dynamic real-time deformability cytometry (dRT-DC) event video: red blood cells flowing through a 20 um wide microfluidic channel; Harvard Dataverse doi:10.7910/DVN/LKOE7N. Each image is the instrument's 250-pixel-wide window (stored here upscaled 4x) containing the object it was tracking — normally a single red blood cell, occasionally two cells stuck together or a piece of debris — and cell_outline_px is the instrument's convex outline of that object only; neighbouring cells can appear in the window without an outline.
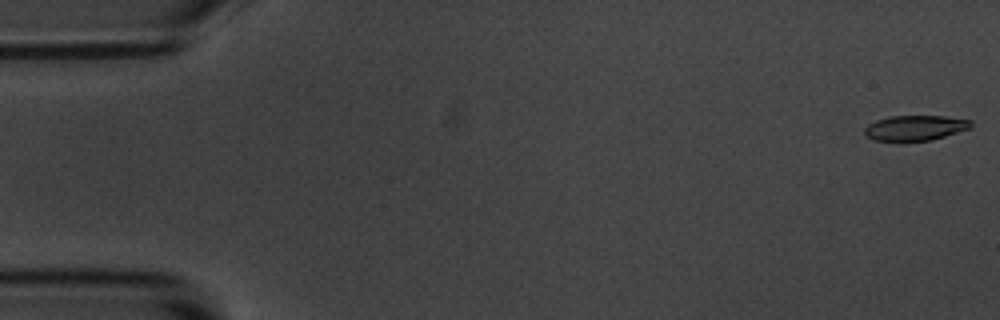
{"species": "common noctule bat (a hibernating species)", "species_latin": "Nyctalus noctula", "temperature_condition": "room temperature", "stored_images_in_passage": 55, "camera_frame_rate_fps": 3000, "um_per_image_px": 0.085, "animal": {"sex": "male", "body_mass_g": 20.1, "forearm_length_mm": 53.5}, "frame": {"image": 1, "passage_image": 1, "time_ms": 0.0, "image_size_px": [1000, 320], "cell_outline_px": [[972, 124], [968, 128], [932, 140], [900, 144], [872, 140], [864, 132], [864, 128], [868, 124], [876, 120], [888, 116], [944, 116], [972, 120]], "centroid_in_image_um": [77.7, 10.91], "position_along_channel_um": 7.3, "area_um2": 16.18}}
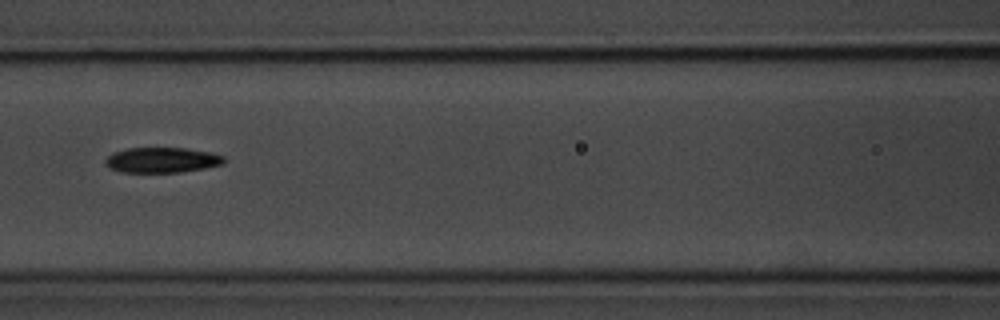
{"frame": {"image": 2, "passage_image": 24, "time_ms": 7.667, "image_size_px": [1000, 320], "cell_outline_px": [[224, 164], [204, 168], [180, 172], [124, 172], [108, 168], [104, 164], [104, 160], [112, 152], [128, 148], [184, 148], [212, 152], [224, 156]], "centroid_in_image_um": [13.74, 13.6], "position_along_channel_um": 152.9, "area_um2": 17.57}}
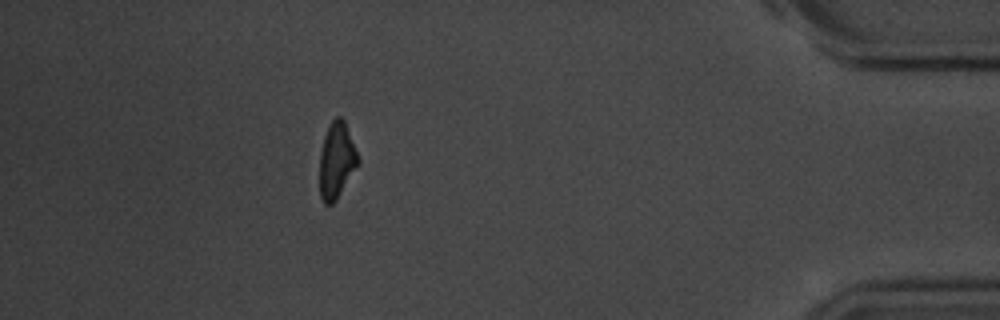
{"frame": {"image": 3, "passage_image": 49, "time_ms": 16.0, "image_size_px": [1000, 320], "cell_outline_px": [[360, 164], [336, 200], [332, 204], [324, 204], [320, 196], [320, 152], [324, 136], [332, 120], [336, 116], [340, 116], [344, 120], [360, 160]], "centroid_in_image_um": [28.62, 13.66], "position_along_channel_um": 406.6, "area_um2": 17.05}, "authors_computed_cell_mechanics": {"area_um2": 17.3978, "velocity_mm_per_s": 3.6687, "shape_relaxation_time_tau1_ms": 3.2246, "shape_relaxation_time_tau2_ms": 6.8927, "deformation_change_tau1": 0.1651, "deformation_change_tau2": 0.1556}}